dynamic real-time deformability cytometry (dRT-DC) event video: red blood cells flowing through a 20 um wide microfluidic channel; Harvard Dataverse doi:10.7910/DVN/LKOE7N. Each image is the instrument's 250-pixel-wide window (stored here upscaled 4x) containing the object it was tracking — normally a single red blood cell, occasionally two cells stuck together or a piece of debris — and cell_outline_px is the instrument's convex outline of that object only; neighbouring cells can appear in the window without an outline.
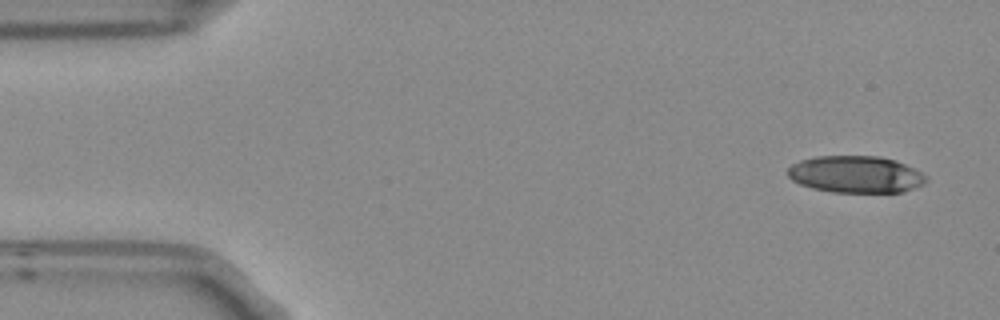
{"species": "Egyptian fruit bat (a non-hibernating species)", "species_latin": "Rousettus aegyptiacus", "temperature_condition": "room temperature", "stored_images_in_passage": 4, "camera_frame_rate_fps": 3000, "um_per_image_px": 0.085, "frame": {"image": 1, "passage_image": 1, "time_ms": 0.0, "image_size_px": [1000, 320], "cell_outline_px": [[928, 180], [924, 184], [904, 192], [832, 192], [812, 188], [800, 184], [792, 180], [788, 176], [788, 168], [792, 164], [800, 160], [816, 156], [880, 156], [896, 160], [928, 176]], "centroid_in_image_um": [72.74, 14.82], "position_along_channel_um": 12.3, "area_um2": 29.88}}
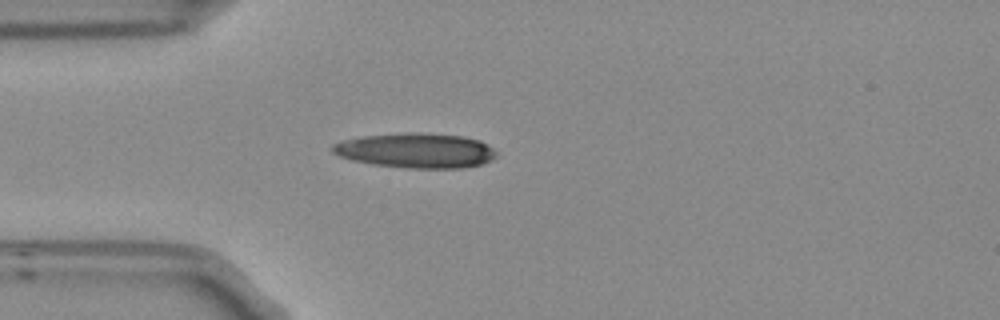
{"frame": {"image": 2, "passage_image": 4, "time_ms": 1.0, "image_size_px": [1000, 320], "cell_outline_px": [[496, 156], [492, 160], [484, 164], [460, 168], [408, 168], [372, 164], [352, 160], [340, 156], [332, 152], [332, 144], [340, 140], [360, 136], [408, 132], [416, 132], [460, 136], [480, 140], [488, 144], [496, 152]], "centroid_in_image_um": [35.34, 12.79], "position_along_channel_um": 49.7, "area_um2": 33.47}}